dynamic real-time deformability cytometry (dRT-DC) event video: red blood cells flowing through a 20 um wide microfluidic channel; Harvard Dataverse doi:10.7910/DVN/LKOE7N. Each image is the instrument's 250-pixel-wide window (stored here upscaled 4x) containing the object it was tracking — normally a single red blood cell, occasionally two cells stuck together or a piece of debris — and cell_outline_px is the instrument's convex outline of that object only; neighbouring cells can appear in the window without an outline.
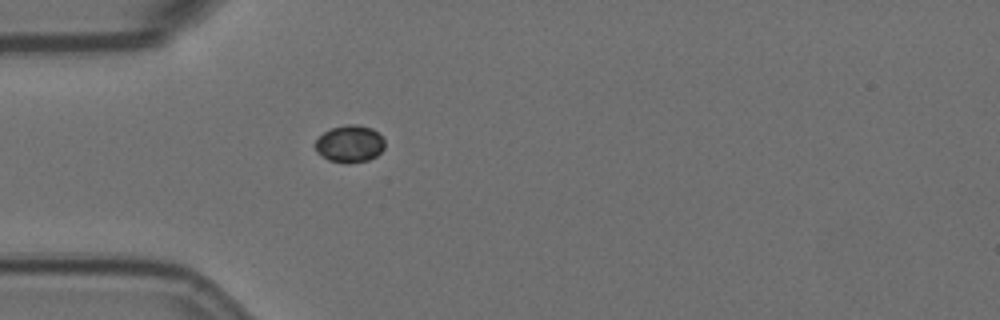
{"species": "Egyptian fruit bat (a non-hibernating species)", "species_latin": "Rousettus aegyptiacus", "temperature_condition": "room temperature", "stored_images_in_passage": 38, "camera_frame_rate_fps": 3000, "um_per_image_px": 0.085, "animal": {"sex": "female"}, "frame": {"image": 1, "passage_image": 1, "time_ms": 0.0, "image_size_px": [1000, 320], "cell_outline_px": [[384, 148], [376, 156], [368, 160], [348, 164], [328, 160], [316, 152], [312, 144], [324, 132], [332, 128], [348, 124], [356, 124], [372, 128], [384, 140]], "centroid_in_image_um": [29.69, 12.24], "position_along_channel_um": 55.3, "area_um2": 15.14}}
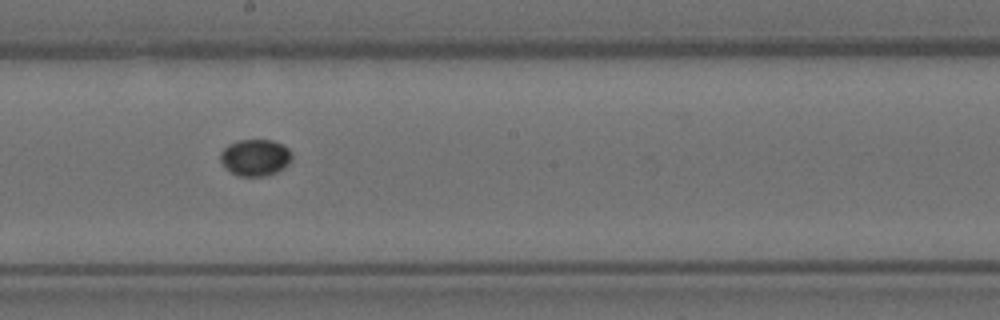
{"frame": {"image": 2, "passage_image": 16, "time_ms": 5.0, "image_size_px": [1000, 320], "cell_outline_px": [[292, 160], [284, 168], [268, 176], [236, 176], [224, 168], [220, 160], [220, 152], [228, 144], [240, 140], [272, 140], [288, 148], [292, 152]], "centroid_in_image_um": [21.68, 13.4], "position_along_channel_um": 226.5, "area_um2": 15.49}}
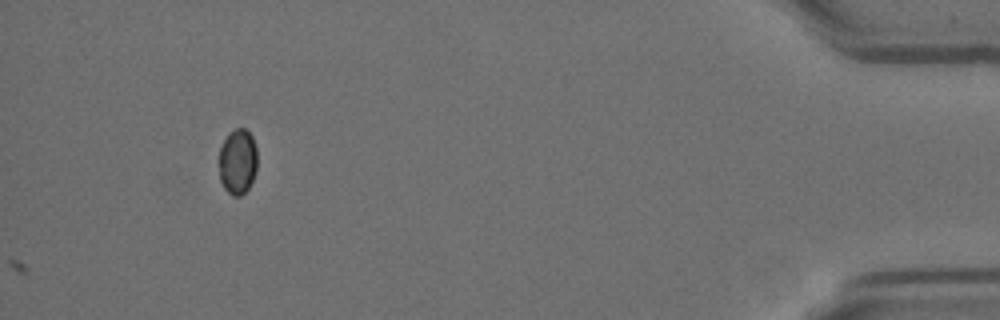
{"frame": {"image": 3, "passage_image": 38, "time_ms": 12.333, "image_size_px": [1000, 320], "cell_outline_px": [[256, 172], [248, 188], [240, 196], [232, 196], [224, 188], [220, 180], [220, 148], [224, 140], [236, 128], [244, 128], [252, 136], [256, 148]], "centroid_in_image_um": [20.21, 13.76], "position_along_channel_um": 415.0, "area_um2": 14.33}}